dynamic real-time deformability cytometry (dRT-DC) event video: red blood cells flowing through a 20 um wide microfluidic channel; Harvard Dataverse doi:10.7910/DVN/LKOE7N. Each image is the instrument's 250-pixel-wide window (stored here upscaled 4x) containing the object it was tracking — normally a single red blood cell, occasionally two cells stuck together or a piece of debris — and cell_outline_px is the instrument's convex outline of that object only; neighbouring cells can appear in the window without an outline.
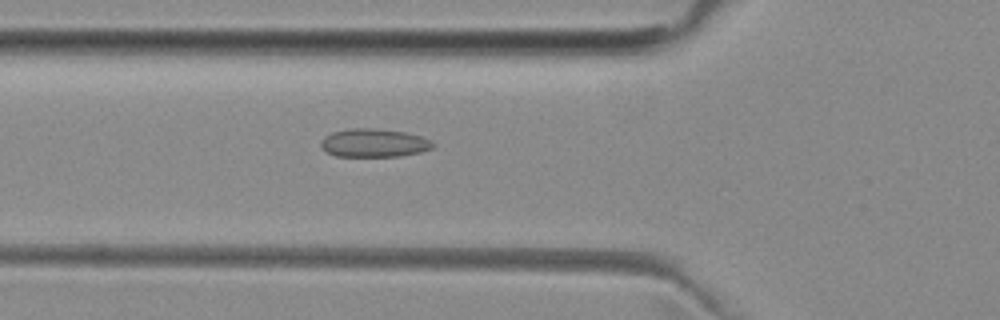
{"species": "common noctule bat (a hibernating species)", "species_latin": "Nyctalus noctula", "temperature_condition": "room temperature", "stored_images_in_passage": 50, "camera_frame_rate_fps": 3000, "um_per_image_px": 0.085, "animal": {"sex": "female", "body_mass_g": 29.2, "forearm_length_mm": 56.3}, "frame": {"image": 1, "passage_image": 17, "time_ms": 5.333, "image_size_px": [1000, 320], "cell_outline_px": [[436, 144], [432, 148], [420, 152], [400, 156], [336, 156], [328, 152], [320, 144], [320, 140], [324, 136], [332, 132], [352, 128], [376, 128], [404, 132], [420, 136], [432, 140]], "centroid_in_image_um": [31.8, 12.14], "position_along_channel_um": 94.0, "area_um2": 18.5}}
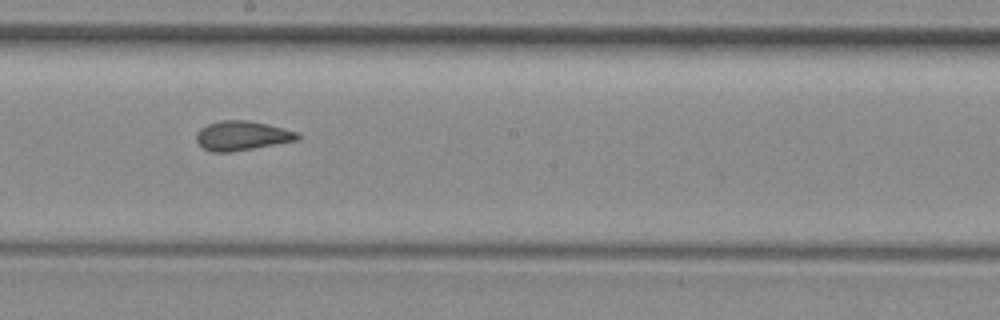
{"frame": {"image": 2, "passage_image": 27, "time_ms": 8.667, "image_size_px": [1000, 320], "cell_outline_px": [[300, 140], [232, 152], [212, 152], [204, 148], [196, 140], [196, 132], [200, 128], [208, 124], [220, 120], [248, 120], [268, 124], [300, 132]], "centroid_in_image_um": [20.6, 11.53], "position_along_channel_um": 227.6, "area_um2": 17.57}}
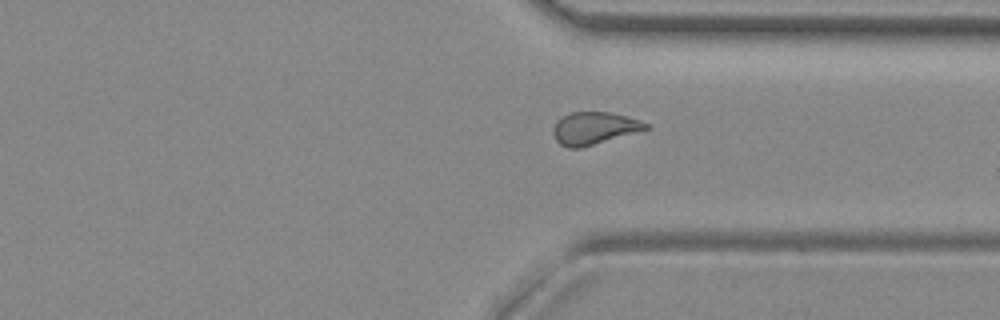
{"frame": {"image": 3, "passage_image": 37, "time_ms": 12.0, "image_size_px": [1000, 320], "cell_outline_px": [[652, 128], [580, 148], [568, 148], [560, 144], [556, 140], [552, 132], [552, 128], [556, 120], [560, 116], [572, 112], [612, 112], [640, 120], [652, 124]], "centroid_in_image_um": [50.52, 10.89], "position_along_channel_um": 360.9, "area_um2": 17.8}, "authors_computed_cell_mechanics": {"area_um2": 17.8024, "velocity_mm_per_s": 4.006, "shape_relaxation_time_tau1_ms": null, "shape_relaxation_time_tau2_ms": 1.1759, "deformation_change_tau1": null, "deformation_change_tau2": 0.0711}}